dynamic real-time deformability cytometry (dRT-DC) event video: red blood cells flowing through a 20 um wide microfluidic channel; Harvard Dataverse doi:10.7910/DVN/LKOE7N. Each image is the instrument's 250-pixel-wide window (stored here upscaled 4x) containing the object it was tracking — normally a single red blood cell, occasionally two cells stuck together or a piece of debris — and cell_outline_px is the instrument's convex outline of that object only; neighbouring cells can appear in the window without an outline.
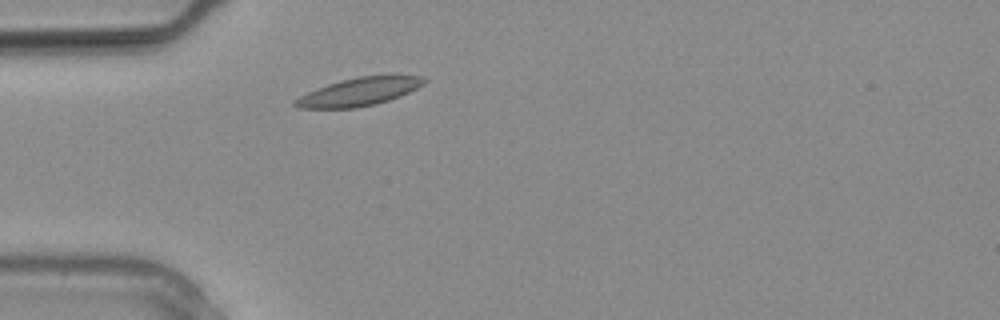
{"species": "common noctule bat (a hibernating species)", "species_latin": "Nyctalus noctula", "temperature_condition": "warm", "stored_images_in_passage": 4, "camera_frame_rate_fps": 3000, "um_per_image_px": 0.085, "animal": {"sex": "male", "body_mass_g": 20.4}, "frame": {"image": 1, "passage_image": 2, "time_ms": 0.333, "image_size_px": [1000, 320], "cell_outline_px": [[428, 80], [424, 84], [400, 96], [376, 104], [356, 108], [296, 108], [292, 104], [292, 100], [316, 88], [340, 80], [356, 76], [424, 76]], "centroid_in_image_um": [30.48, 7.81], "position_along_channel_um": 54.5, "area_um2": 21.04}}